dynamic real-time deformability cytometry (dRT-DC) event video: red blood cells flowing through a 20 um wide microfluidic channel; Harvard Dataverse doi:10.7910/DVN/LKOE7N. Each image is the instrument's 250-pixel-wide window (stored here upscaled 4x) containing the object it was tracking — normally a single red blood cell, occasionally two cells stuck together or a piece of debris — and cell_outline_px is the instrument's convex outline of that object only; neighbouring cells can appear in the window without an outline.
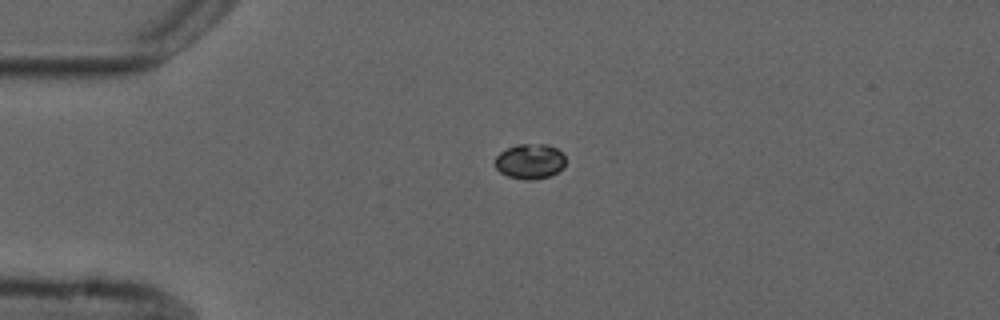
{"species": "common noctule bat (a hibernating species)", "species_latin": "Nyctalus noctula", "temperature_condition": "cold", "stored_images_in_passage": 17, "camera_frame_rate_fps": 3000, "um_per_image_px": 0.085, "animal": {"sex": "male", "forearm_length_mm": 52.5}, "frame": {"image": 1, "passage_image": 1, "time_ms": 0.0, "image_size_px": [1000, 320], "cell_outline_px": [[564, 168], [552, 176], [528, 180], [508, 176], [500, 172], [496, 168], [496, 156], [500, 152], [516, 144], [548, 144], [556, 148], [564, 156]], "centroid_in_image_um": [45.06, 13.71], "position_along_channel_um": 39.9, "area_um2": 14.39}}
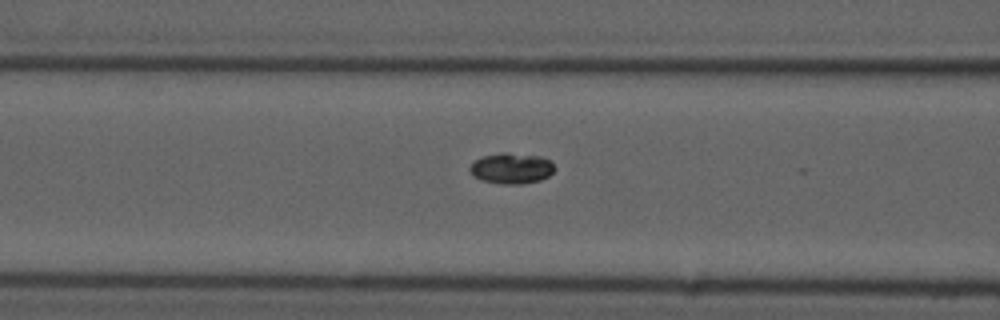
{"frame": {"image": 2, "passage_image": 10, "time_ms": 3.0, "image_size_px": [1000, 320], "cell_outline_px": [[556, 168], [548, 176], [540, 180], [520, 184], [504, 184], [480, 180], [472, 176], [468, 168], [476, 160], [484, 156], [504, 152], [508, 152], [540, 156], [548, 160]], "centroid_in_image_um": [43.45, 14.31], "position_along_channel_um": 123.1, "area_um2": 15.14}}
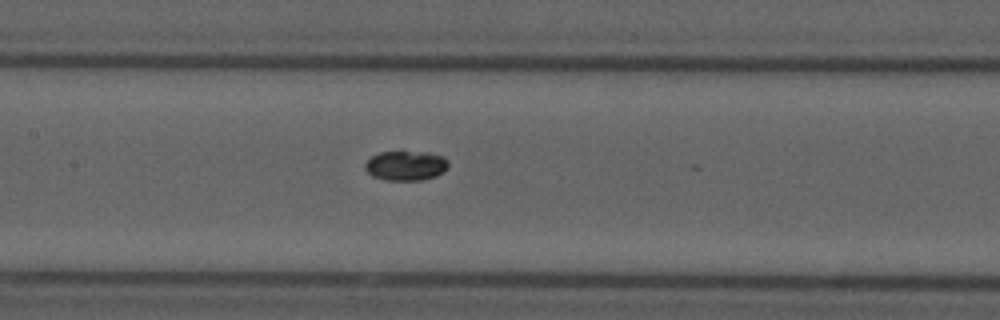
{"frame": {"image": 3, "passage_image": 14, "time_ms": 4.333, "image_size_px": [1000, 320], "cell_outline_px": [[448, 168], [444, 172], [436, 176], [420, 180], [384, 180], [372, 176], [364, 168], [364, 164], [372, 156], [380, 152], [428, 152], [444, 156], [448, 160]], "centroid_in_image_um": [34.51, 14.08], "position_along_channel_um": 172.9, "area_um2": 14.51}}